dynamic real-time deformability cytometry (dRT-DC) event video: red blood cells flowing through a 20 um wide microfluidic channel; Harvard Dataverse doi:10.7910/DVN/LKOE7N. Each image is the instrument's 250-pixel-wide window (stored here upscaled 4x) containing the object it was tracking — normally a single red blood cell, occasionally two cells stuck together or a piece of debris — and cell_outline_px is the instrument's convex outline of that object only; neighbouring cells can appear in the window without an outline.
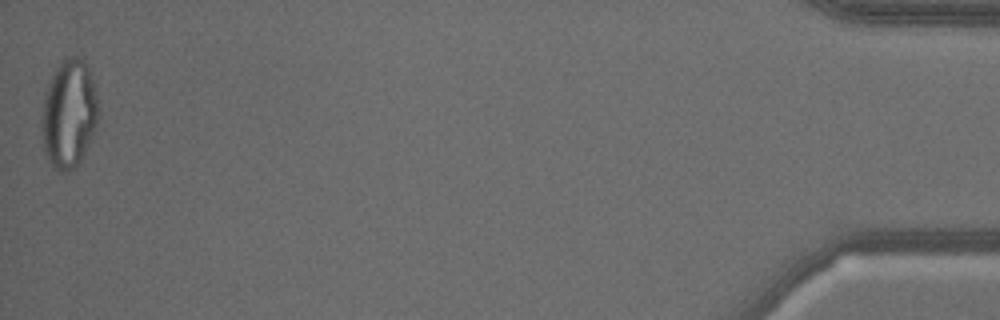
{"species": "common noctule bat (a hibernating species)", "species_latin": "Nyctalus noctula", "temperature_condition": "warm", "stored_images_in_passage": 56, "camera_frame_rate_fps": 3000, "um_per_image_px": 0.085, "animal": {"sex": "male", "body_mass_g": 18.8}, "frame": {"image": 1, "passage_image": 56, "time_ms": 18.333, "image_size_px": [1000, 320], "cell_outline_px": [[100, 112], [92, 136], [80, 160], [68, 172], [60, 172], [52, 164], [44, 148], [40, 124], [44, 100], [48, 84], [56, 68], [68, 56], [76, 52], [88, 64]], "centroid_in_image_um": [5.87, 9.62], "position_along_channel_um": 429.3, "area_um2": 35.55}}